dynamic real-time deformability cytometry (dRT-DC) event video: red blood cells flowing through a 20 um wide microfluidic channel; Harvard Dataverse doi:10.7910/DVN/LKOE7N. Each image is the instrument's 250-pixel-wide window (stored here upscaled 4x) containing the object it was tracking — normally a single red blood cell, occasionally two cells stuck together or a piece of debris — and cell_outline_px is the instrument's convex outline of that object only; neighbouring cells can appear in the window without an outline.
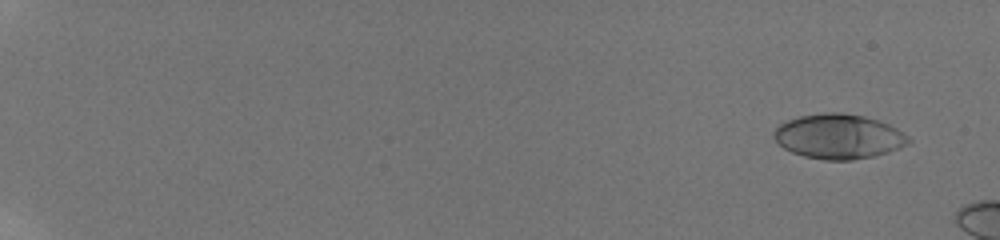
{"species": "human", "species_latin": "Homo sapiens", "temperature_condition": "room temperature", "stored_images_in_passage": 30, "camera_frame_rate_fps": 3000, "um_per_image_px": 0.085, "donor": {"sex": "male"}, "frame": {"image": 1, "passage_image": 5, "time_ms": 1.0, "image_size_px": [1000, 240], "cell_outline_px": [[912, 140], [908, 144], [900, 148], [888, 152], [872, 156], [852, 160], [824, 160], [804, 156], [792, 152], [784, 148], [772, 136], [772, 132], [780, 124], [788, 120], [800, 116], [820, 112], [844, 112], [864, 116], [888, 124], [904, 132]], "centroid_in_image_um": [71.29, 11.59], "position_along_channel_um": 13.7, "area_um2": 35.2}}